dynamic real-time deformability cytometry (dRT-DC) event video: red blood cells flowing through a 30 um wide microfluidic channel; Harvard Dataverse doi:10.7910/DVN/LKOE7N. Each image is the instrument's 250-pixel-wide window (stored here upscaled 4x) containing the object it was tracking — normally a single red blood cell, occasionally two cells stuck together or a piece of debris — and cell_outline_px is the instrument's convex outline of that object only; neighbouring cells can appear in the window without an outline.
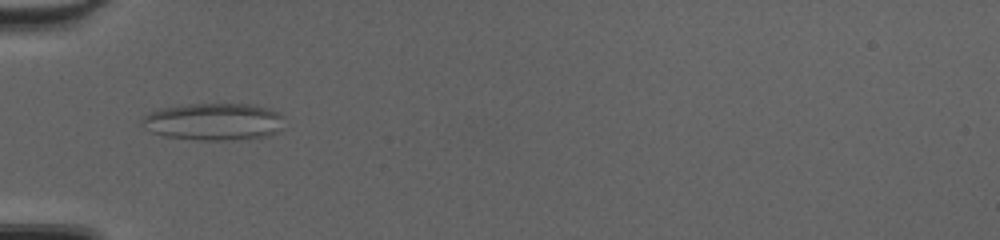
{"species": "common noctule bat (a hibernating species)", "species_latin": "Nyctalus noctula", "temperature_condition": "cold", "stored_images_in_passage": 50, "camera_frame_rate_fps": 3000, "um_per_image_px": 0.085, "animal": {"sex": "female", "body_mass_g": 20.0, "forearm_length_mm": 54.0}, "frame": {"image": 1, "passage_image": 18, "time_ms": 5.667, "image_size_px": [1000, 240], "cell_outline_px": [[284, 116], [280, 128], [276, 132], [268, 136], [232, 140], [196, 140], [164, 136], [152, 132], [140, 124], [140, 120], [144, 116], [160, 108], [188, 104], [252, 104], [268, 108], [280, 112]], "centroid_in_image_um": [18.17, 10.34], "position_along_channel_um": 66.8, "area_um2": 30.98}}
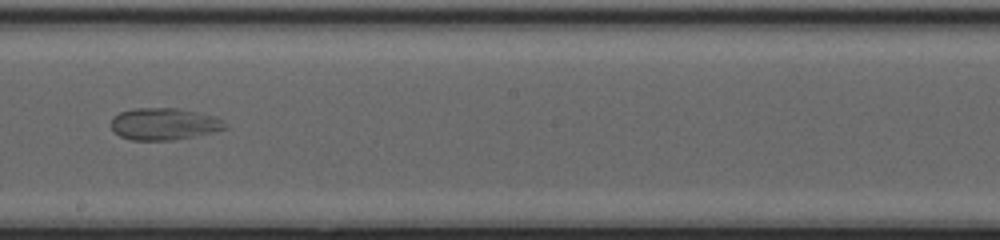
{"frame": {"image": 2, "passage_image": 30, "time_ms": 9.667, "image_size_px": [1000, 240], "cell_outline_px": [[228, 128], [212, 132], [172, 140], [132, 140], [120, 136], [112, 128], [112, 116], [120, 112], [132, 108], [176, 108], [216, 116], [224, 120], [228, 124]], "centroid_in_image_um": [13.97, 10.53], "position_along_channel_um": 234.2, "area_um2": 21.21}}
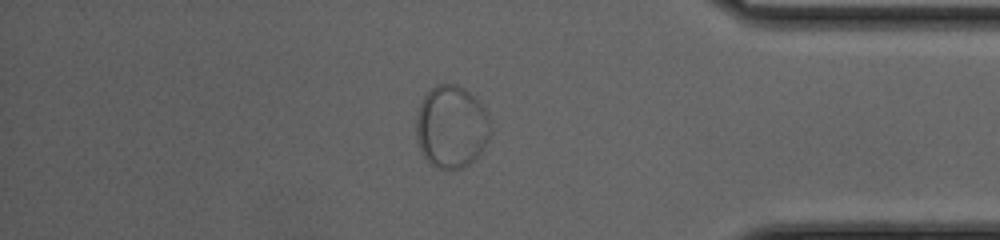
{"frame": {"image": 3, "passage_image": 43, "time_ms": 14.0, "image_size_px": [1000, 240], "cell_outline_px": [[492, 132], [476, 160], [460, 168], [440, 168], [432, 164], [424, 156], [416, 140], [416, 116], [420, 104], [424, 96], [436, 84], [456, 84], [464, 88], [476, 96], [484, 108], [488, 116]], "centroid_in_image_um": [38.39, 10.75], "position_along_channel_um": 396.8, "area_um2": 35.84}}